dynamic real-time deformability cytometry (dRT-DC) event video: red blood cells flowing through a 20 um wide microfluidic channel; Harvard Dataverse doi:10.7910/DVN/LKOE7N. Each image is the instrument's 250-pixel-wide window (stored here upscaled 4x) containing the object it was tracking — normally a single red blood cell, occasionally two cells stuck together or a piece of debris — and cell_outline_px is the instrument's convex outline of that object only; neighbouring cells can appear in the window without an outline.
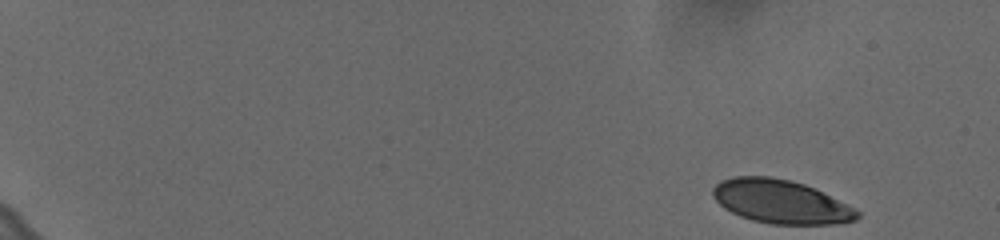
{"species": "human", "species_latin": "Homo sapiens", "temperature_condition": "cold", "stored_images_in_passage": 55, "camera_frame_rate_fps": 3000, "um_per_image_px": 0.085, "donor": {"sex": "female"}, "frame": {"image": 1, "passage_image": 1, "time_ms": 0.0, "image_size_px": [1000, 240], "cell_outline_px": [[860, 216], [856, 220], [832, 224], [768, 224], [752, 220], [740, 216], [724, 208], [712, 196], [712, 188], [720, 180], [732, 176], [768, 176], [788, 180], [804, 184], [860, 212]], "centroid_in_image_um": [66.28, 17.14], "position_along_channel_um": 18.7, "area_um2": 36.24}}
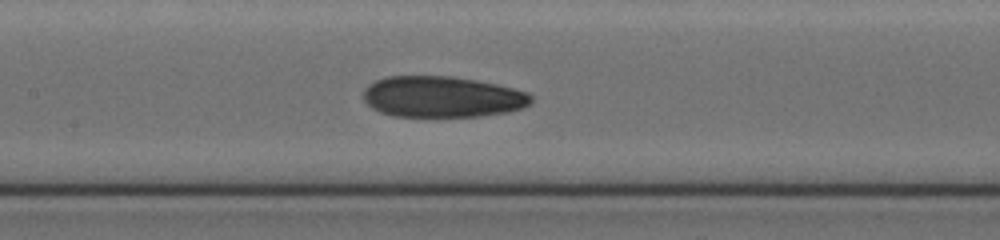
{"frame": {"image": 2, "passage_image": 28, "time_ms": 9.0, "image_size_px": [1000, 240], "cell_outline_px": [[532, 100], [528, 104], [520, 108], [508, 112], [480, 116], [392, 116], [380, 112], [372, 108], [364, 100], [364, 88], [368, 84], [384, 76], [452, 76], [476, 80], [496, 84], [528, 92], [532, 96]], "centroid_in_image_um": [37.55, 8.22], "position_along_channel_um": 169.8, "area_um2": 40.17}}
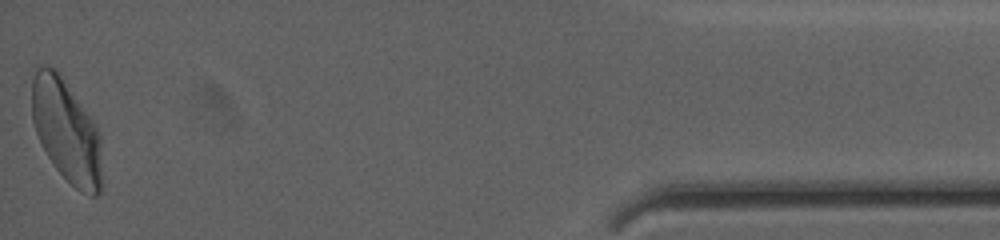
{"frame": {"image": 3, "passage_image": 55, "time_ms": 18.0, "image_size_px": [1000, 240], "cell_outline_px": [[104, 188], [96, 196], [88, 196], [80, 192], [56, 168], [48, 156], [36, 132], [32, 120], [32, 80], [36, 68], [40, 64], [56, 68], [60, 72], [96, 128], [100, 136], [104, 184]], "centroid_in_image_um": [5.67, 11.16], "position_along_channel_um": 429.5, "area_um2": 42.19}, "authors_computed_cell_mechanics": {"area_um2": 39.882, "velocity_mm_per_s": 3.6306, "shape_relaxation_time_tau1_ms": 5.1523, "shape_relaxation_time_tau2_ms": 2.3734, "deformation_change_tau1": 0.1661, "deformation_change_tau2": 0.0813}}